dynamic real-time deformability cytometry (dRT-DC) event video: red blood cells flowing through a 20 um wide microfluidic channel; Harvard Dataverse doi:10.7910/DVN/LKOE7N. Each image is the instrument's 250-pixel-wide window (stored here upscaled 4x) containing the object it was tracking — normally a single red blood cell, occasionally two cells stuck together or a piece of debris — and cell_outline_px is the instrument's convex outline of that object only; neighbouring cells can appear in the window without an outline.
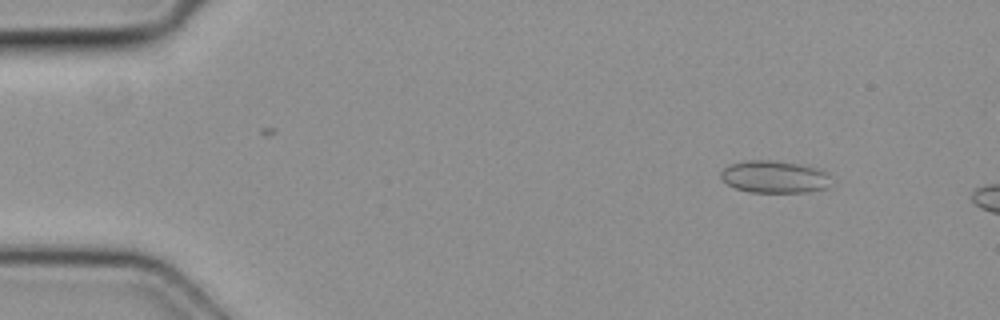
{"species": "common noctule bat (a hibernating species)", "species_latin": "Nyctalus noctula", "temperature_condition": "cold", "stored_images_in_passage": 3, "camera_frame_rate_fps": 3000, "um_per_image_px": 0.085, "animal": {"sex": "female", "body_mass_g": 19.3, "forearm_length_mm": 54.1}, "frame": {"image": 1, "passage_image": 1, "time_ms": 0.0, "image_size_px": [1000, 320], "cell_outline_px": [[828, 188], [808, 192], [748, 192], [736, 188], [728, 184], [720, 176], [720, 172], [728, 164], [748, 160], [772, 160], [800, 164], [820, 168], [828, 172]], "centroid_in_image_um": [65.83, 15.02], "position_along_channel_um": 19.2, "area_um2": 20.87}}